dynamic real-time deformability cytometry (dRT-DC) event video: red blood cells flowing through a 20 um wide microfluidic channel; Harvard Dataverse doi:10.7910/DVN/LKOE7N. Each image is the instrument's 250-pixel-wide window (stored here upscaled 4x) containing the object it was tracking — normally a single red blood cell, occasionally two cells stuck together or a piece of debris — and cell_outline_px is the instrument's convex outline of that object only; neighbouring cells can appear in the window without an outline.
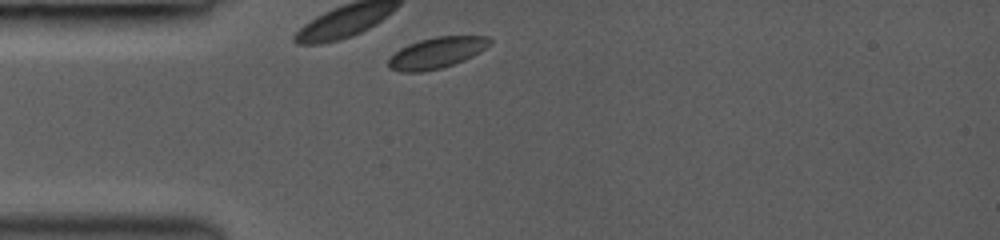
{"species": "common noctule bat (a hibernating species)", "species_latin": "Nyctalus noctula", "temperature_condition": "room temperature", "stored_images_in_passage": 3, "camera_frame_rate_fps": 3000, "um_per_image_px": 0.085, "animal": {"sex": "female", "body_mass_g": 19.0, "forearm_length_mm": 53.3}, "frame": {"image": 1, "passage_image": 1, "time_ms": 0.0, "image_size_px": [1000, 240], "cell_outline_px": [[492, 44], [472, 56], [464, 60], [440, 68], [420, 72], [400, 72], [388, 68], [388, 60], [400, 48], [408, 44], [420, 40], [436, 36], [488, 36], [492, 40]], "centroid_in_image_um": [37.12, 4.48], "position_along_channel_um": 47.9, "area_um2": 18.26}}